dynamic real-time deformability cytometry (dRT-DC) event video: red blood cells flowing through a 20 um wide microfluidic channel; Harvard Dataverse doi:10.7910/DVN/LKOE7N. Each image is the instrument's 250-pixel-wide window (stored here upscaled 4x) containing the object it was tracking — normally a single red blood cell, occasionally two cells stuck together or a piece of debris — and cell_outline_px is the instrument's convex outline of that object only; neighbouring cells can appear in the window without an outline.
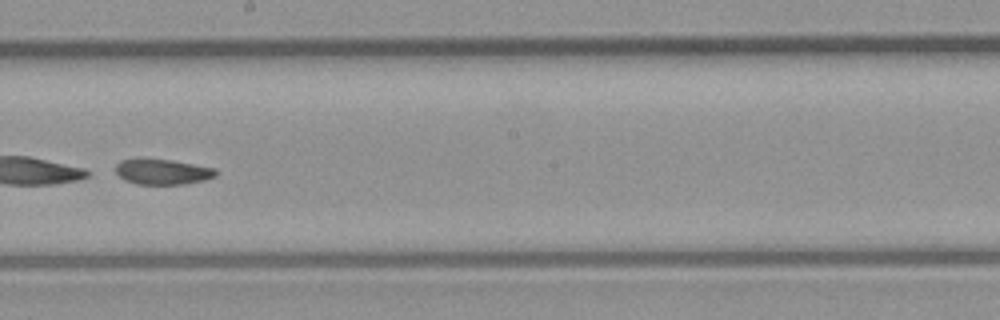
{"species": "common noctule bat (a hibernating species)", "species_latin": "Nyctalus noctula", "temperature_condition": "room temperature", "stored_images_in_passage": 47, "camera_frame_rate_fps": 3000, "um_per_image_px": 0.085, "animal": {"sex": "male", "body_mass_g": 23.1, "forearm_length_mm": 52.7}, "frame": {"image": 1, "passage_image": 27, "time_ms": 8.667, "image_size_px": [1000, 320], "cell_outline_px": [[216, 176], [204, 180], [184, 184], [136, 184], [124, 180], [116, 172], [116, 164], [120, 160], [172, 160], [216, 168]], "centroid_in_image_um": [13.84, 14.62], "position_along_channel_um": 234.4, "area_um2": 14.57}}